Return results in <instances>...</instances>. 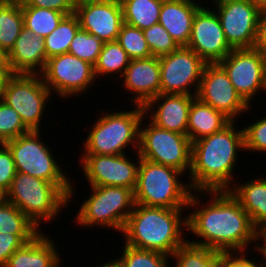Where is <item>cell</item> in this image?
<instances>
[{
	"label": "cell",
	"mask_w": 266,
	"mask_h": 267,
	"mask_svg": "<svg viewBox=\"0 0 266 267\" xmlns=\"http://www.w3.org/2000/svg\"><path fill=\"white\" fill-rule=\"evenodd\" d=\"M203 196H210L206 204L201 203ZM188 209L193 211L187 216V231L200 239L188 242L220 252L249 250L251 243L258 247L259 231L229 190L192 191Z\"/></svg>",
	"instance_id": "6da1fadb"
},
{
	"label": "cell",
	"mask_w": 266,
	"mask_h": 267,
	"mask_svg": "<svg viewBox=\"0 0 266 267\" xmlns=\"http://www.w3.org/2000/svg\"><path fill=\"white\" fill-rule=\"evenodd\" d=\"M231 121L222 130L192 142L188 181L192 191L229 190L234 181L237 156L245 151L243 128ZM232 182V183H231Z\"/></svg>",
	"instance_id": "7a4b0ae2"
},
{
	"label": "cell",
	"mask_w": 266,
	"mask_h": 267,
	"mask_svg": "<svg viewBox=\"0 0 266 267\" xmlns=\"http://www.w3.org/2000/svg\"><path fill=\"white\" fill-rule=\"evenodd\" d=\"M185 209L135 203L122 231L124 244L172 257L174 251L187 241L184 237L187 216H182Z\"/></svg>",
	"instance_id": "3957f363"
},
{
	"label": "cell",
	"mask_w": 266,
	"mask_h": 267,
	"mask_svg": "<svg viewBox=\"0 0 266 267\" xmlns=\"http://www.w3.org/2000/svg\"><path fill=\"white\" fill-rule=\"evenodd\" d=\"M131 107L134 109L99 115L84 140L82 154L121 155L127 154L125 148L130 146L138 152L140 124L145 112L143 106Z\"/></svg>",
	"instance_id": "277c9868"
},
{
	"label": "cell",
	"mask_w": 266,
	"mask_h": 267,
	"mask_svg": "<svg viewBox=\"0 0 266 267\" xmlns=\"http://www.w3.org/2000/svg\"><path fill=\"white\" fill-rule=\"evenodd\" d=\"M182 175L185 176L174 167L140 158L134 202L153 207L187 208L192 190L189 183L181 180Z\"/></svg>",
	"instance_id": "5b68a950"
},
{
	"label": "cell",
	"mask_w": 266,
	"mask_h": 267,
	"mask_svg": "<svg viewBox=\"0 0 266 267\" xmlns=\"http://www.w3.org/2000/svg\"><path fill=\"white\" fill-rule=\"evenodd\" d=\"M40 132L31 130L4 144L11 151L17 172L55 184L68 197L70 203L76 194L73 188L75 184H71V178L67 177L58 159L56 161L49 145L42 141Z\"/></svg>",
	"instance_id": "8992f818"
},
{
	"label": "cell",
	"mask_w": 266,
	"mask_h": 267,
	"mask_svg": "<svg viewBox=\"0 0 266 267\" xmlns=\"http://www.w3.org/2000/svg\"><path fill=\"white\" fill-rule=\"evenodd\" d=\"M3 197L40 230V224L52 222L62 214L59 211L69 205L68 197L55 184L20 172L16 173Z\"/></svg>",
	"instance_id": "52a82bcc"
},
{
	"label": "cell",
	"mask_w": 266,
	"mask_h": 267,
	"mask_svg": "<svg viewBox=\"0 0 266 267\" xmlns=\"http://www.w3.org/2000/svg\"><path fill=\"white\" fill-rule=\"evenodd\" d=\"M91 194L83 200L75 223L81 227L107 228L122 233L134 207V192L123 186H89Z\"/></svg>",
	"instance_id": "ba28073f"
},
{
	"label": "cell",
	"mask_w": 266,
	"mask_h": 267,
	"mask_svg": "<svg viewBox=\"0 0 266 267\" xmlns=\"http://www.w3.org/2000/svg\"><path fill=\"white\" fill-rule=\"evenodd\" d=\"M147 119L144 115L140 124L139 156L147 161L174 167L184 174L186 172L189 174L192 142L188 136L164 130L151 121L146 122Z\"/></svg>",
	"instance_id": "9c48e42d"
},
{
	"label": "cell",
	"mask_w": 266,
	"mask_h": 267,
	"mask_svg": "<svg viewBox=\"0 0 266 267\" xmlns=\"http://www.w3.org/2000/svg\"><path fill=\"white\" fill-rule=\"evenodd\" d=\"M51 96L54 95L40 74L14 73L6 77L1 99L19 114L30 130L41 131L43 113Z\"/></svg>",
	"instance_id": "30bf717a"
},
{
	"label": "cell",
	"mask_w": 266,
	"mask_h": 267,
	"mask_svg": "<svg viewBox=\"0 0 266 267\" xmlns=\"http://www.w3.org/2000/svg\"><path fill=\"white\" fill-rule=\"evenodd\" d=\"M40 75L51 93L65 99L74 95L80 97L98 81L94 65L70 53L47 59Z\"/></svg>",
	"instance_id": "8fae6325"
},
{
	"label": "cell",
	"mask_w": 266,
	"mask_h": 267,
	"mask_svg": "<svg viewBox=\"0 0 266 267\" xmlns=\"http://www.w3.org/2000/svg\"><path fill=\"white\" fill-rule=\"evenodd\" d=\"M159 62L161 69V94L196 96L204 68L207 64L203 59L191 48L179 46L172 53L159 57Z\"/></svg>",
	"instance_id": "7c38bea8"
},
{
	"label": "cell",
	"mask_w": 266,
	"mask_h": 267,
	"mask_svg": "<svg viewBox=\"0 0 266 267\" xmlns=\"http://www.w3.org/2000/svg\"><path fill=\"white\" fill-rule=\"evenodd\" d=\"M219 64L249 106L261 90L266 94V55L257 49L235 48Z\"/></svg>",
	"instance_id": "4fadbf2b"
},
{
	"label": "cell",
	"mask_w": 266,
	"mask_h": 267,
	"mask_svg": "<svg viewBox=\"0 0 266 267\" xmlns=\"http://www.w3.org/2000/svg\"><path fill=\"white\" fill-rule=\"evenodd\" d=\"M126 155L80 154V167L88 186H123L134 192L141 157L136 152L138 160L135 163Z\"/></svg>",
	"instance_id": "5bb4252c"
},
{
	"label": "cell",
	"mask_w": 266,
	"mask_h": 267,
	"mask_svg": "<svg viewBox=\"0 0 266 267\" xmlns=\"http://www.w3.org/2000/svg\"><path fill=\"white\" fill-rule=\"evenodd\" d=\"M196 97L222 112L231 121H237V117L252 108L237 93L228 74L219 63L206 64Z\"/></svg>",
	"instance_id": "9a60e30c"
},
{
	"label": "cell",
	"mask_w": 266,
	"mask_h": 267,
	"mask_svg": "<svg viewBox=\"0 0 266 267\" xmlns=\"http://www.w3.org/2000/svg\"><path fill=\"white\" fill-rule=\"evenodd\" d=\"M225 38L235 48H252L261 11L248 0H217L212 4Z\"/></svg>",
	"instance_id": "2e32d148"
},
{
	"label": "cell",
	"mask_w": 266,
	"mask_h": 267,
	"mask_svg": "<svg viewBox=\"0 0 266 267\" xmlns=\"http://www.w3.org/2000/svg\"><path fill=\"white\" fill-rule=\"evenodd\" d=\"M203 4L194 15L187 47L206 63H219L233 48L227 42L215 10Z\"/></svg>",
	"instance_id": "e0dca14e"
},
{
	"label": "cell",
	"mask_w": 266,
	"mask_h": 267,
	"mask_svg": "<svg viewBox=\"0 0 266 267\" xmlns=\"http://www.w3.org/2000/svg\"><path fill=\"white\" fill-rule=\"evenodd\" d=\"M80 28L103 43L117 41L123 24L122 5L115 0L85 3L75 9Z\"/></svg>",
	"instance_id": "ac0fdd59"
},
{
	"label": "cell",
	"mask_w": 266,
	"mask_h": 267,
	"mask_svg": "<svg viewBox=\"0 0 266 267\" xmlns=\"http://www.w3.org/2000/svg\"><path fill=\"white\" fill-rule=\"evenodd\" d=\"M160 76L159 57L133 59L128 64L119 83L122 80L123 87L132 94L129 102L144 107L153 97L160 94Z\"/></svg>",
	"instance_id": "d6986e66"
},
{
	"label": "cell",
	"mask_w": 266,
	"mask_h": 267,
	"mask_svg": "<svg viewBox=\"0 0 266 267\" xmlns=\"http://www.w3.org/2000/svg\"><path fill=\"white\" fill-rule=\"evenodd\" d=\"M195 97L160 93L144 106V112L156 126L187 135L189 110Z\"/></svg>",
	"instance_id": "ffe728a7"
},
{
	"label": "cell",
	"mask_w": 266,
	"mask_h": 267,
	"mask_svg": "<svg viewBox=\"0 0 266 267\" xmlns=\"http://www.w3.org/2000/svg\"><path fill=\"white\" fill-rule=\"evenodd\" d=\"M14 73L40 74L47 61L44 38L23 27L9 52Z\"/></svg>",
	"instance_id": "44dd1931"
},
{
	"label": "cell",
	"mask_w": 266,
	"mask_h": 267,
	"mask_svg": "<svg viewBox=\"0 0 266 267\" xmlns=\"http://www.w3.org/2000/svg\"><path fill=\"white\" fill-rule=\"evenodd\" d=\"M201 6L202 4L195 0H163L158 23L179 46H187L194 15Z\"/></svg>",
	"instance_id": "7402d4cb"
},
{
	"label": "cell",
	"mask_w": 266,
	"mask_h": 267,
	"mask_svg": "<svg viewBox=\"0 0 266 267\" xmlns=\"http://www.w3.org/2000/svg\"><path fill=\"white\" fill-rule=\"evenodd\" d=\"M55 242L44 232L16 250L4 267H60L62 259Z\"/></svg>",
	"instance_id": "603a6c76"
},
{
	"label": "cell",
	"mask_w": 266,
	"mask_h": 267,
	"mask_svg": "<svg viewBox=\"0 0 266 267\" xmlns=\"http://www.w3.org/2000/svg\"><path fill=\"white\" fill-rule=\"evenodd\" d=\"M229 189L249 214L254 227L260 231L266 225V177H257L244 184L235 182Z\"/></svg>",
	"instance_id": "cb8c5ba5"
},
{
	"label": "cell",
	"mask_w": 266,
	"mask_h": 267,
	"mask_svg": "<svg viewBox=\"0 0 266 267\" xmlns=\"http://www.w3.org/2000/svg\"><path fill=\"white\" fill-rule=\"evenodd\" d=\"M230 122L222 112L195 97L189 110L187 136L194 142L222 130Z\"/></svg>",
	"instance_id": "d4e9b609"
},
{
	"label": "cell",
	"mask_w": 266,
	"mask_h": 267,
	"mask_svg": "<svg viewBox=\"0 0 266 267\" xmlns=\"http://www.w3.org/2000/svg\"><path fill=\"white\" fill-rule=\"evenodd\" d=\"M0 232L17 235L26 244L41 230L15 205L0 197Z\"/></svg>",
	"instance_id": "484cf974"
},
{
	"label": "cell",
	"mask_w": 266,
	"mask_h": 267,
	"mask_svg": "<svg viewBox=\"0 0 266 267\" xmlns=\"http://www.w3.org/2000/svg\"><path fill=\"white\" fill-rule=\"evenodd\" d=\"M162 4L163 0H125L123 23L145 30L159 22Z\"/></svg>",
	"instance_id": "4316f807"
},
{
	"label": "cell",
	"mask_w": 266,
	"mask_h": 267,
	"mask_svg": "<svg viewBox=\"0 0 266 267\" xmlns=\"http://www.w3.org/2000/svg\"><path fill=\"white\" fill-rule=\"evenodd\" d=\"M24 27V18L20 0L0 4V48L8 53Z\"/></svg>",
	"instance_id": "83f0119b"
},
{
	"label": "cell",
	"mask_w": 266,
	"mask_h": 267,
	"mask_svg": "<svg viewBox=\"0 0 266 267\" xmlns=\"http://www.w3.org/2000/svg\"><path fill=\"white\" fill-rule=\"evenodd\" d=\"M130 61V57L117 41L105 42L94 65L95 76L96 78H100V76L104 78V75L106 77L108 75L109 78L110 75L113 77L117 73V76L120 77L115 78L119 81L118 78H122Z\"/></svg>",
	"instance_id": "f1b7e54d"
},
{
	"label": "cell",
	"mask_w": 266,
	"mask_h": 267,
	"mask_svg": "<svg viewBox=\"0 0 266 267\" xmlns=\"http://www.w3.org/2000/svg\"><path fill=\"white\" fill-rule=\"evenodd\" d=\"M220 257V251L186 241L174 251L171 258L174 267H219Z\"/></svg>",
	"instance_id": "f546056e"
},
{
	"label": "cell",
	"mask_w": 266,
	"mask_h": 267,
	"mask_svg": "<svg viewBox=\"0 0 266 267\" xmlns=\"http://www.w3.org/2000/svg\"><path fill=\"white\" fill-rule=\"evenodd\" d=\"M79 29L77 15L75 13L65 15L57 28L44 38L47 59L68 53L70 44Z\"/></svg>",
	"instance_id": "4dcf8cb0"
},
{
	"label": "cell",
	"mask_w": 266,
	"mask_h": 267,
	"mask_svg": "<svg viewBox=\"0 0 266 267\" xmlns=\"http://www.w3.org/2000/svg\"><path fill=\"white\" fill-rule=\"evenodd\" d=\"M22 13L24 27L41 38H45L51 34L65 16L62 12L33 6H22Z\"/></svg>",
	"instance_id": "1f68e13d"
},
{
	"label": "cell",
	"mask_w": 266,
	"mask_h": 267,
	"mask_svg": "<svg viewBox=\"0 0 266 267\" xmlns=\"http://www.w3.org/2000/svg\"><path fill=\"white\" fill-rule=\"evenodd\" d=\"M116 258L123 267H171V257L156 251L141 250L124 244Z\"/></svg>",
	"instance_id": "d6a6232c"
},
{
	"label": "cell",
	"mask_w": 266,
	"mask_h": 267,
	"mask_svg": "<svg viewBox=\"0 0 266 267\" xmlns=\"http://www.w3.org/2000/svg\"><path fill=\"white\" fill-rule=\"evenodd\" d=\"M117 42L125 50L131 60L152 57L143 30L123 23Z\"/></svg>",
	"instance_id": "836d02e7"
},
{
	"label": "cell",
	"mask_w": 266,
	"mask_h": 267,
	"mask_svg": "<svg viewBox=\"0 0 266 267\" xmlns=\"http://www.w3.org/2000/svg\"><path fill=\"white\" fill-rule=\"evenodd\" d=\"M103 44L99 38L80 28L70 44L68 53L95 65Z\"/></svg>",
	"instance_id": "e575fe53"
},
{
	"label": "cell",
	"mask_w": 266,
	"mask_h": 267,
	"mask_svg": "<svg viewBox=\"0 0 266 267\" xmlns=\"http://www.w3.org/2000/svg\"><path fill=\"white\" fill-rule=\"evenodd\" d=\"M30 131L19 114L0 98V143H5Z\"/></svg>",
	"instance_id": "d590c367"
},
{
	"label": "cell",
	"mask_w": 266,
	"mask_h": 267,
	"mask_svg": "<svg viewBox=\"0 0 266 267\" xmlns=\"http://www.w3.org/2000/svg\"><path fill=\"white\" fill-rule=\"evenodd\" d=\"M152 56L162 57L175 51L179 45L168 33V31L157 23L143 30Z\"/></svg>",
	"instance_id": "8d00e7d4"
},
{
	"label": "cell",
	"mask_w": 266,
	"mask_h": 267,
	"mask_svg": "<svg viewBox=\"0 0 266 267\" xmlns=\"http://www.w3.org/2000/svg\"><path fill=\"white\" fill-rule=\"evenodd\" d=\"M245 152L266 153V117L243 127ZM265 152V153H264Z\"/></svg>",
	"instance_id": "74e56055"
},
{
	"label": "cell",
	"mask_w": 266,
	"mask_h": 267,
	"mask_svg": "<svg viewBox=\"0 0 266 267\" xmlns=\"http://www.w3.org/2000/svg\"><path fill=\"white\" fill-rule=\"evenodd\" d=\"M16 173L11 151L4 143H0V197L9 190Z\"/></svg>",
	"instance_id": "f35d334b"
},
{
	"label": "cell",
	"mask_w": 266,
	"mask_h": 267,
	"mask_svg": "<svg viewBox=\"0 0 266 267\" xmlns=\"http://www.w3.org/2000/svg\"><path fill=\"white\" fill-rule=\"evenodd\" d=\"M248 252L249 250L221 252L219 267H265L264 257L258 262V258H249Z\"/></svg>",
	"instance_id": "ab89813d"
},
{
	"label": "cell",
	"mask_w": 266,
	"mask_h": 267,
	"mask_svg": "<svg viewBox=\"0 0 266 267\" xmlns=\"http://www.w3.org/2000/svg\"><path fill=\"white\" fill-rule=\"evenodd\" d=\"M21 6H33L52 9L65 15L75 13L76 5L73 0H20Z\"/></svg>",
	"instance_id": "60d3db41"
},
{
	"label": "cell",
	"mask_w": 266,
	"mask_h": 267,
	"mask_svg": "<svg viewBox=\"0 0 266 267\" xmlns=\"http://www.w3.org/2000/svg\"><path fill=\"white\" fill-rule=\"evenodd\" d=\"M24 244L17 235L0 232V267H4L10 256Z\"/></svg>",
	"instance_id": "b9f144b4"
},
{
	"label": "cell",
	"mask_w": 266,
	"mask_h": 267,
	"mask_svg": "<svg viewBox=\"0 0 266 267\" xmlns=\"http://www.w3.org/2000/svg\"><path fill=\"white\" fill-rule=\"evenodd\" d=\"M253 48L266 55V11L261 12L259 17Z\"/></svg>",
	"instance_id": "7bdbcfd3"
},
{
	"label": "cell",
	"mask_w": 266,
	"mask_h": 267,
	"mask_svg": "<svg viewBox=\"0 0 266 267\" xmlns=\"http://www.w3.org/2000/svg\"><path fill=\"white\" fill-rule=\"evenodd\" d=\"M0 73L6 78L14 74L9 61V53L0 48Z\"/></svg>",
	"instance_id": "ee69618b"
},
{
	"label": "cell",
	"mask_w": 266,
	"mask_h": 267,
	"mask_svg": "<svg viewBox=\"0 0 266 267\" xmlns=\"http://www.w3.org/2000/svg\"><path fill=\"white\" fill-rule=\"evenodd\" d=\"M261 244H258V247H256L255 251H257V253L259 255H261V258L264 257V261H265V267H266V240H261Z\"/></svg>",
	"instance_id": "f6af8a7d"
},
{
	"label": "cell",
	"mask_w": 266,
	"mask_h": 267,
	"mask_svg": "<svg viewBox=\"0 0 266 267\" xmlns=\"http://www.w3.org/2000/svg\"><path fill=\"white\" fill-rule=\"evenodd\" d=\"M253 6H256L261 12L266 11V0H248Z\"/></svg>",
	"instance_id": "bcb514c9"
},
{
	"label": "cell",
	"mask_w": 266,
	"mask_h": 267,
	"mask_svg": "<svg viewBox=\"0 0 266 267\" xmlns=\"http://www.w3.org/2000/svg\"><path fill=\"white\" fill-rule=\"evenodd\" d=\"M96 267H123V266L120 264V262L117 259L114 258L111 261H108L104 264L101 263L100 266L98 264V266L96 265Z\"/></svg>",
	"instance_id": "7dc6e473"
},
{
	"label": "cell",
	"mask_w": 266,
	"mask_h": 267,
	"mask_svg": "<svg viewBox=\"0 0 266 267\" xmlns=\"http://www.w3.org/2000/svg\"><path fill=\"white\" fill-rule=\"evenodd\" d=\"M73 1L77 7V6L85 4V3L97 2V1H102V0H73Z\"/></svg>",
	"instance_id": "c3c4849f"
},
{
	"label": "cell",
	"mask_w": 266,
	"mask_h": 267,
	"mask_svg": "<svg viewBox=\"0 0 266 267\" xmlns=\"http://www.w3.org/2000/svg\"><path fill=\"white\" fill-rule=\"evenodd\" d=\"M260 240H266V225L259 231V241Z\"/></svg>",
	"instance_id": "681fc988"
},
{
	"label": "cell",
	"mask_w": 266,
	"mask_h": 267,
	"mask_svg": "<svg viewBox=\"0 0 266 267\" xmlns=\"http://www.w3.org/2000/svg\"><path fill=\"white\" fill-rule=\"evenodd\" d=\"M5 77L0 73V98L2 97L3 85L5 81Z\"/></svg>",
	"instance_id": "f907efd6"
},
{
	"label": "cell",
	"mask_w": 266,
	"mask_h": 267,
	"mask_svg": "<svg viewBox=\"0 0 266 267\" xmlns=\"http://www.w3.org/2000/svg\"><path fill=\"white\" fill-rule=\"evenodd\" d=\"M115 1L121 4V3L124 2L125 0H115Z\"/></svg>",
	"instance_id": "816d5d0a"
},
{
	"label": "cell",
	"mask_w": 266,
	"mask_h": 267,
	"mask_svg": "<svg viewBox=\"0 0 266 267\" xmlns=\"http://www.w3.org/2000/svg\"><path fill=\"white\" fill-rule=\"evenodd\" d=\"M2 2H8V1H13V0H1Z\"/></svg>",
	"instance_id": "f5cc1de1"
}]
</instances>
